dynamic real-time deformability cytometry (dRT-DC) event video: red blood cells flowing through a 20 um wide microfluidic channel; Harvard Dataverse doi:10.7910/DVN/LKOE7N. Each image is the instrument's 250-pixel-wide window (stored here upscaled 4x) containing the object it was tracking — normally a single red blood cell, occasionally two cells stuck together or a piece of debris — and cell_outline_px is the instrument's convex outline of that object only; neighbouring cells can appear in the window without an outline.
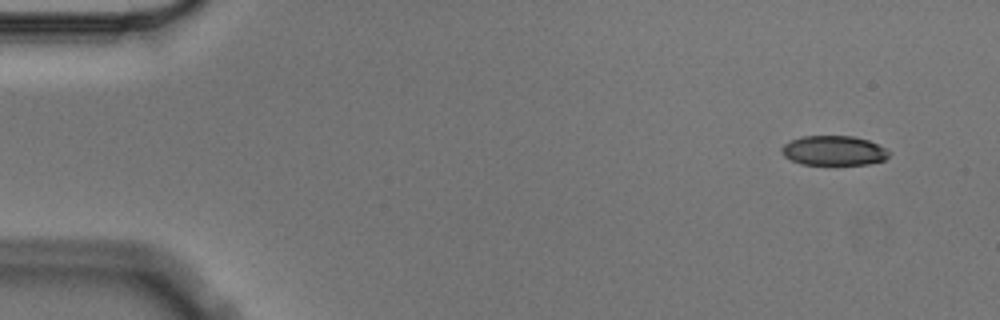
{"species": "Egyptian fruit bat (a non-hibernating species)", "species_latin": "Rousettus aegyptiacus", "temperature_condition": "cold", "stored_images_in_passage": 6, "segment_of_instrument_passage": [2, 2], "camera_frame_rate_fps": 3000, "um_per_image_px": 0.085, "animal": {"sex": "male"}, "frame": {"image": 1, "passage_image": 6, "time_ms": 1.667, "image_size_px": [1000, 320], "cell_outline_px": [[892, 152], [884, 160], [868, 164], [800, 164], [784, 156], [780, 152], [780, 148], [784, 144], [800, 136], [852, 136], [868, 140]], "centroid_in_image_um": [70.85, 12.8], "position_along_channel_um": 14.2, "area_um2": 18.5}}